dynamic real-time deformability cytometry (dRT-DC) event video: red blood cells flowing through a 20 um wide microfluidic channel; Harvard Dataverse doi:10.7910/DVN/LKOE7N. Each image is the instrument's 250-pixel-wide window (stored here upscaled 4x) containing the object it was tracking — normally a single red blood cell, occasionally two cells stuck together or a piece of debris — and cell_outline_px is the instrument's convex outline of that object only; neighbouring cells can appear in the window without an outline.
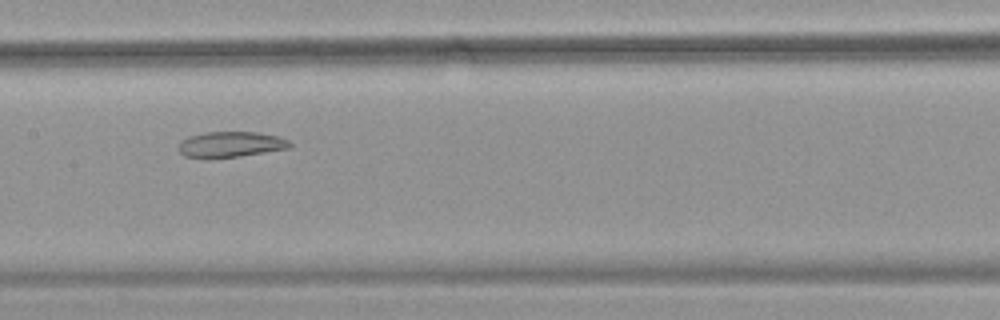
{"species": "common noctule bat (a hibernating species)", "species_latin": "Nyctalus noctula", "temperature_condition": "warm", "stored_images_in_passage": 54, "segment_of_instrument_passage": [2, 2], "camera_frame_rate_fps": 3000, "um_per_image_px": 0.085, "animal": {"sex": "female", "body_mass_g": 18.4}, "frame": {"image": 1, "passage_image": 27, "time_ms": 8.667, "image_size_px": [1000, 320], "cell_outline_px": [[292, 144], [288, 148], [240, 156], [184, 156], [180, 152], [180, 140], [188, 136], [204, 132], [256, 132], [276, 136], [288, 140]], "centroid_in_image_um": [19.61, 12.24], "position_along_channel_um": 187.8, "area_um2": 16.01}}
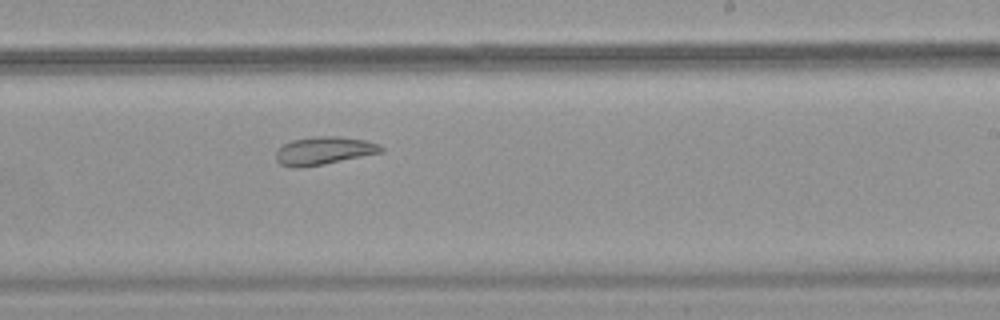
{"frame": {"image": 2, "passage_image": 33, "time_ms": 10.667, "image_size_px": [1000, 320], "cell_outline_px": [[384, 152], [324, 164], [300, 168], [292, 168], [280, 164], [276, 160], [276, 152], [284, 144], [292, 140], [316, 136], [340, 136], [364, 140], [380, 144], [384, 148]], "centroid_in_image_um": [27.55, 12.81], "position_along_channel_um": 261.5, "area_um2": 17.22}}
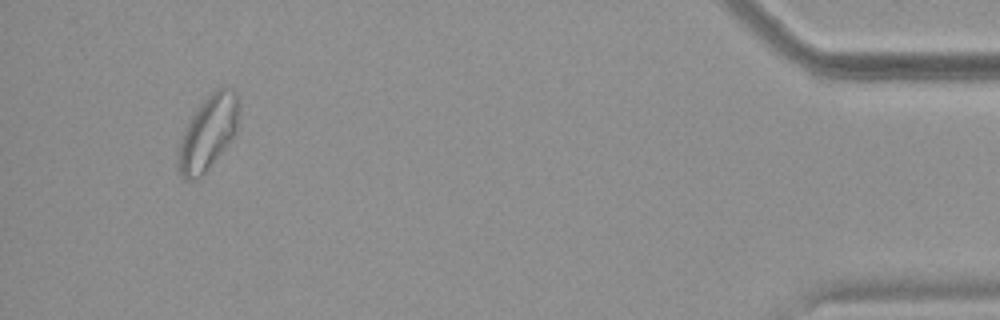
{"frame": {"image": 3, "passage_image": 51, "time_ms": 16.667, "image_size_px": [1000, 320], "cell_outline_px": [[240, 112], [236, 136], [200, 180], [184, 180], [180, 176], [176, 168], [176, 148], [192, 116], [200, 104], [216, 88], [232, 88], [236, 92], [240, 104]], "centroid_in_image_um": [17.69, 11.37], "position_along_channel_um": 417.5, "area_um2": 27.28}}